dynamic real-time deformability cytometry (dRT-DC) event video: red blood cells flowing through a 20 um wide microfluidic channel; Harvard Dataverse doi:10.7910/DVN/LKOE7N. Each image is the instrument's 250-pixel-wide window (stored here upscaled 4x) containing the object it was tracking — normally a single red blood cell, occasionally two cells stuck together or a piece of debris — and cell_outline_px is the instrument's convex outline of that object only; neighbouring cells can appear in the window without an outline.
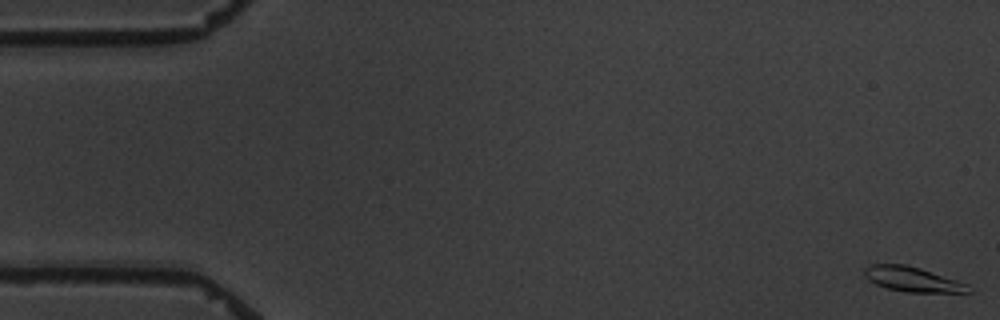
{"species": "common noctule bat (a hibernating species)", "species_latin": "Nyctalus noctula", "temperature_condition": "warm", "stored_images_in_passage": 5, "camera_frame_rate_fps": 3000, "um_per_image_px": 0.085, "animal": {"sex": "male", "body_mass_g": 19.5, "forearm_length_mm": 54.6}, "frame": {"image": 1, "passage_image": 1, "time_ms": 0.0, "image_size_px": [1000, 320], "cell_outline_px": [[972, 292], [908, 292], [888, 288], [876, 284], [868, 280], [864, 276], [864, 268], [872, 264], [904, 264], [920, 268], [968, 284], [972, 288]], "centroid_in_image_um": [77.56, 23.74], "position_along_channel_um": 7.4, "area_um2": 14.91}}